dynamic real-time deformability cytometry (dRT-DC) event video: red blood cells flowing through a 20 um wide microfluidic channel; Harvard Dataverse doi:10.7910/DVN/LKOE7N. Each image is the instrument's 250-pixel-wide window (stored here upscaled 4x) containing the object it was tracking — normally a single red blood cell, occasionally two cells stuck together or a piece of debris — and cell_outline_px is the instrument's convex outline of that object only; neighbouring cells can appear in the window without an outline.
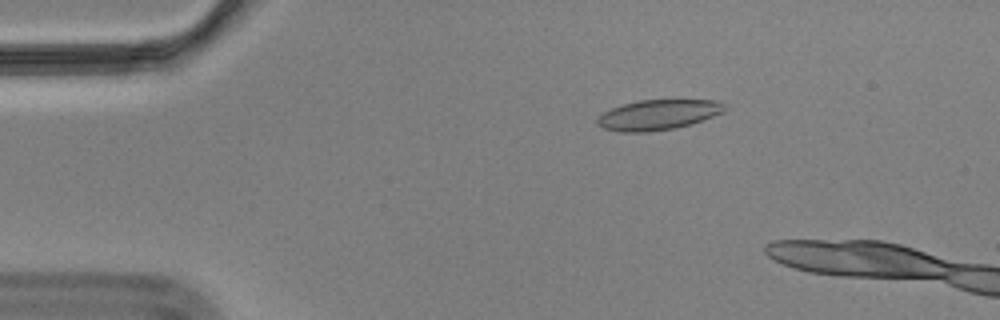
{"species": "Egyptian fruit bat (a non-hibernating species)", "species_latin": "Rousettus aegyptiacus", "temperature_condition": "cold", "stored_images_in_passage": 50, "camera_frame_rate_fps": 3000, "um_per_image_px": 0.085, "animal": {"sex": "male"}, "frame": {"image": 1, "passage_image": 10, "time_ms": 3.0, "image_size_px": [1000, 320], "cell_outline_px": [[724, 112], [692, 124], [676, 128], [648, 132], [620, 132], [604, 128], [596, 124], [596, 120], [604, 112], [612, 108], [624, 104], [640, 100], [716, 100], [724, 104]], "centroid_in_image_um": [55.94, 9.76], "position_along_channel_um": 29.1, "area_um2": 22.31}}
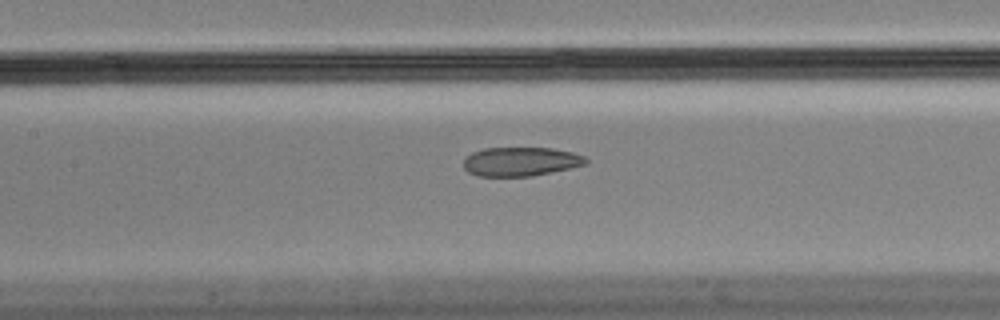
{"frame": {"image": 2, "passage_image": 26, "time_ms": 8.333, "image_size_px": [1000, 320], "cell_outline_px": [[588, 164], [532, 176], [480, 176], [468, 172], [464, 168], [464, 160], [472, 152], [484, 148], [552, 148], [572, 152], [584, 156], [588, 160]], "centroid_in_image_um": [44.27, 13.73], "position_along_channel_um": 163.1, "area_um2": 20.58}}
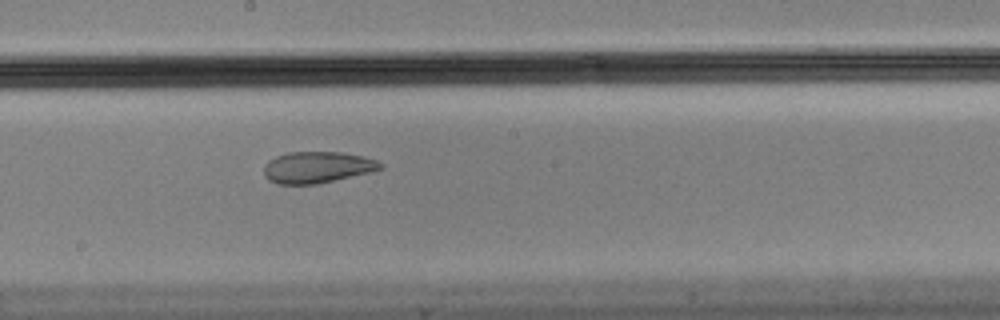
{"frame": {"image": 3, "passage_image": 31, "time_ms": 10.0, "image_size_px": [1000, 320], "cell_outline_px": [[384, 168], [372, 172], [316, 184], [276, 184], [268, 180], [264, 176], [264, 164], [268, 160], [276, 156], [288, 152], [344, 152], [364, 156], [376, 160], [384, 164]], "centroid_in_image_um": [26.97, 14.22], "position_along_channel_um": 221.2, "area_um2": 21.62}, "authors_computed_cell_mechanics": {"area_um2": 22.4842, "velocity_mm_per_s": 3.4959, "shape_relaxation_time_tau1_ms": null, "shape_relaxation_time_tau2_ms": 1.4764, "deformation_change_tau1": null, "deformation_change_tau2": 0.0559}}